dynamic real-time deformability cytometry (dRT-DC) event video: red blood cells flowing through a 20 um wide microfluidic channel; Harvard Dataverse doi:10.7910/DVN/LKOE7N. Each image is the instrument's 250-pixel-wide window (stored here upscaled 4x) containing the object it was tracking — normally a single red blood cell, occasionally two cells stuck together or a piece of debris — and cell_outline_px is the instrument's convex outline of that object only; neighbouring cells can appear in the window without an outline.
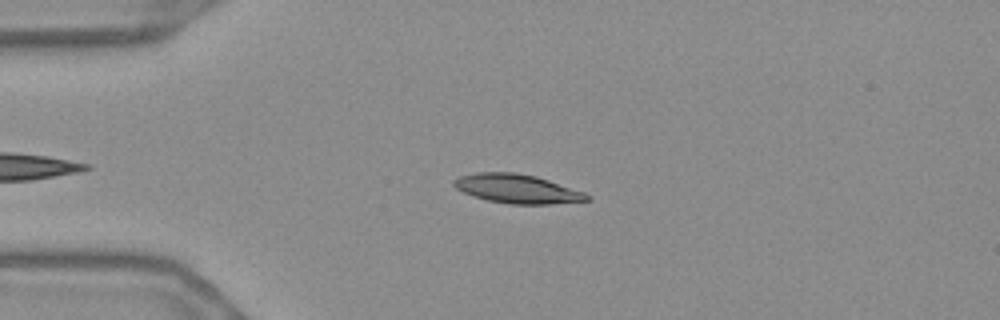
{"species": "Egyptian fruit bat (a non-hibernating species)", "species_latin": "Rousettus aegyptiacus", "temperature_condition": "warm", "stored_images_in_passage": 49, "camera_frame_rate_fps": 3000, "um_per_image_px": 0.085, "frame": {"image": 1, "passage_image": 12, "time_ms": 3.667, "image_size_px": [1000, 320], "cell_outline_px": [[592, 200], [548, 204], [508, 204], [488, 200], [472, 196], [456, 188], [452, 184], [452, 180], [460, 176], [476, 172], [516, 172], [536, 176], [584, 192], [592, 196]], "centroid_in_image_um": [43.95, 16.04], "position_along_channel_um": 41.0, "area_um2": 22.54}}
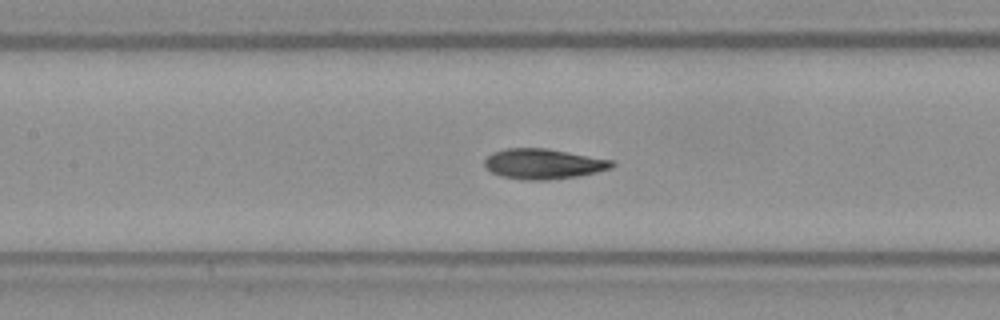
{"frame": {"image": 2, "passage_image": 24, "time_ms": 7.667, "image_size_px": [1000, 320], "cell_outline_px": [[616, 164], [612, 168], [596, 172], [576, 176], [548, 180], [524, 180], [500, 176], [484, 168], [484, 160], [492, 152], [504, 148], [548, 148], [612, 160]], "centroid_in_image_um": [46.15, 13.92], "position_along_channel_um": 161.2, "area_um2": 22.6}}
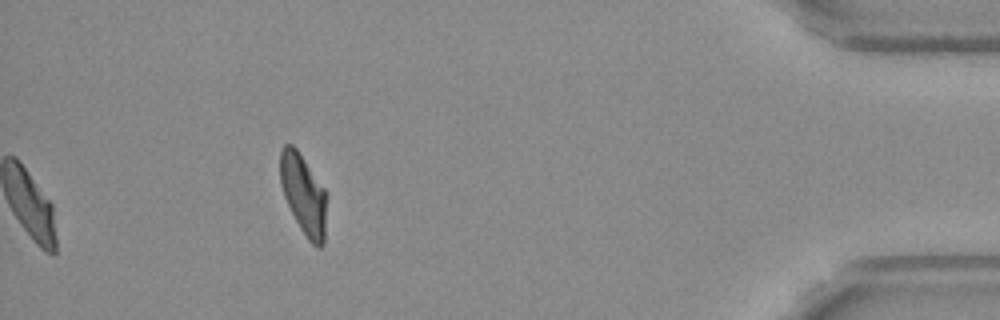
{"frame": {"image": 3, "passage_image": 49, "time_ms": 16.0, "image_size_px": [1000, 320], "cell_outline_px": [[328, 196], [324, 244], [320, 248], [316, 248], [308, 240], [300, 228], [284, 196], [280, 184], [280, 148], [284, 144], [292, 144], [296, 148], [328, 192]], "centroid_in_image_um": [25.83, 16.54], "position_along_channel_um": 409.4, "area_um2": 22.2}, "authors_computed_cell_mechanics": {"area_um2": 22.1952, "velocity_mm_per_s": 3.6613, "shape_relaxation_time_tau1_ms": 4.9533, "shape_relaxation_time_tau2_ms": 2.1818, "deformation_change_tau1": 0.173, "deformation_change_tau2": 0.064}}